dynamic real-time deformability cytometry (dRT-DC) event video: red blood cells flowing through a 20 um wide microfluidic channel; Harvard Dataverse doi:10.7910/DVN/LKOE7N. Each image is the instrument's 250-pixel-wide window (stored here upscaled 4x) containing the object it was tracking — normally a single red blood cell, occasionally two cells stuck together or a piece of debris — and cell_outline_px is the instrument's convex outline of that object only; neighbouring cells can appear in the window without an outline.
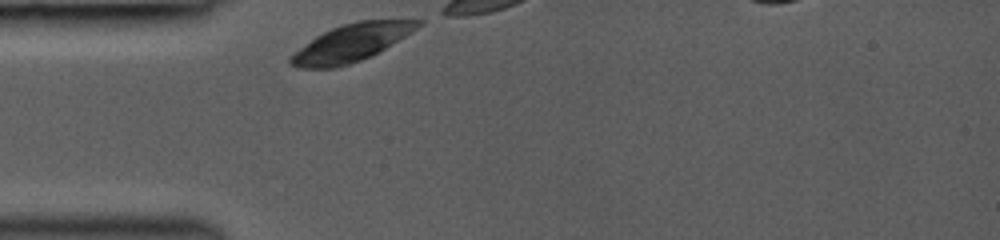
{"species": "common noctule bat (a hibernating species)", "species_latin": "Nyctalus noctula", "temperature_condition": "room temperature", "stored_images_in_passage": 5, "camera_frame_rate_fps": 3000, "um_per_image_px": 0.085, "animal": {"sex": "female", "body_mass_g": 19.0, "forearm_length_mm": 53.3}, "frame": {"image": 1, "passage_image": 1, "time_ms": 0.0, "image_size_px": [1000, 240], "cell_outline_px": [[424, 24], [412, 32], [372, 56], [336, 68], [300, 68], [288, 64], [288, 60], [300, 48], [316, 36], [332, 28], [356, 20], [424, 20]], "centroid_in_image_um": [29.89, 3.64], "position_along_channel_um": 55.1, "area_um2": 27.46}}